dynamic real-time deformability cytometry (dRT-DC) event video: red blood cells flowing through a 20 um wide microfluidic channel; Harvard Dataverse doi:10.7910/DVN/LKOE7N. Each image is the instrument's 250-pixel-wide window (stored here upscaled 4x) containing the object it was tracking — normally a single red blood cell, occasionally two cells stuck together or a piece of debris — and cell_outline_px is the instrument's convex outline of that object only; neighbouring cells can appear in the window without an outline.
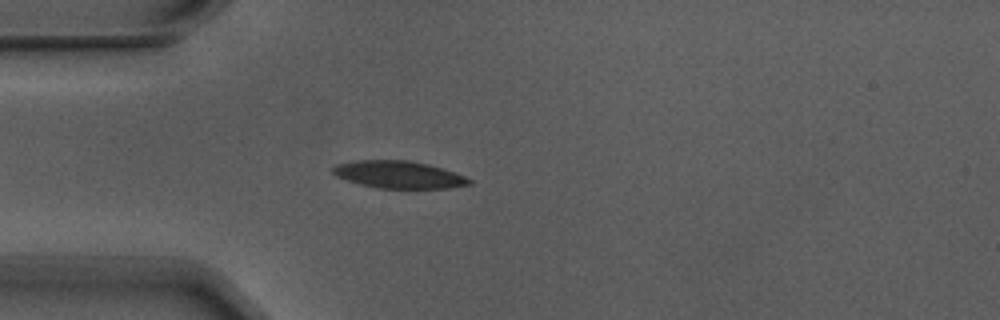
{"species": "Egyptian fruit bat (a non-hibernating species)", "species_latin": "Rousettus aegyptiacus", "temperature_condition": "warm", "stored_images_in_passage": 4, "camera_frame_rate_fps": 3000, "um_per_image_px": 0.085, "animal": {"sex": "male"}, "frame": {"image": 1, "passage_image": 4, "time_ms": 1.0, "image_size_px": [1000, 320], "cell_outline_px": [[472, 184], [448, 188], [376, 188], [360, 184], [336, 176], [332, 172], [332, 168], [336, 164], [356, 160], [408, 160], [428, 164], [464, 176], [472, 180]], "centroid_in_image_um": [33.87, 14.84], "position_along_channel_um": 51.1, "area_um2": 21.56}}